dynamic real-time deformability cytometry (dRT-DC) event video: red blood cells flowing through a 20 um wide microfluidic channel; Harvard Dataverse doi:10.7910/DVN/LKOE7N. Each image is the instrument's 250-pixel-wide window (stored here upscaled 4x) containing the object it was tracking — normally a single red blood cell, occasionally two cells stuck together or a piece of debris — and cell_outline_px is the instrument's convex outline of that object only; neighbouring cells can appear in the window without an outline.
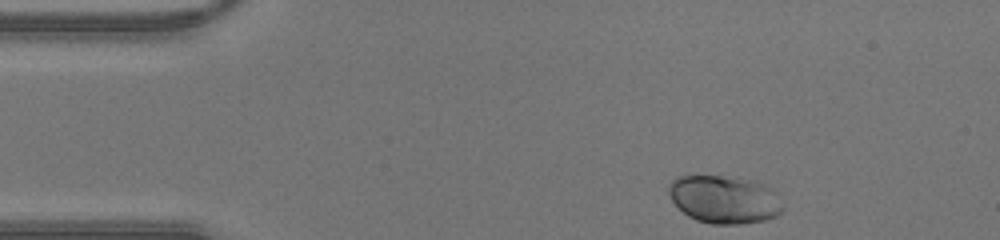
{"species": "human", "species_latin": "Homo sapiens", "temperature_condition": "warm", "stored_images_in_passage": 40, "camera_frame_rate_fps": 3000, "um_per_image_px": 0.085, "donor": {"sex": "male"}, "frame": {"image": 1, "passage_image": 1, "time_ms": 0.0, "image_size_px": [1000, 240], "cell_outline_px": [[780, 212], [776, 216], [764, 220], [740, 224], [712, 224], [696, 220], [688, 216], [672, 200], [668, 192], [668, 184], [676, 176], [736, 176], [756, 180], [772, 188], [780, 208]], "centroid_in_image_um": [61.52, 16.93], "position_along_channel_um": 23.5, "area_um2": 31.73}}
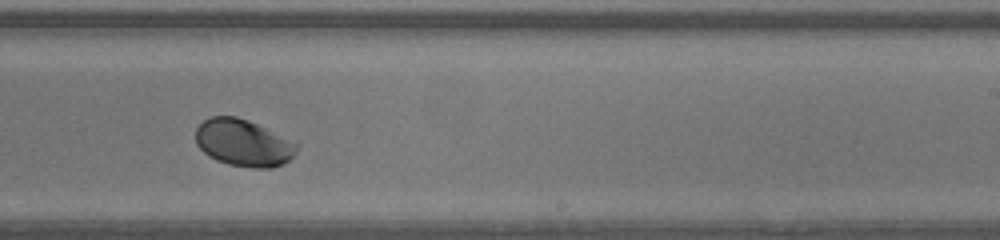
{"frame": {"image": 2, "passage_image": 22, "time_ms": 7.0, "image_size_px": [1000, 240], "cell_outline_px": [[296, 152], [284, 164], [272, 168], [252, 168], [228, 164], [216, 160], [208, 156], [196, 144], [196, 128], [204, 120], [212, 116], [236, 116], [248, 120], [296, 144]], "centroid_in_image_um": [20.63, 12.16], "position_along_channel_um": 268.4, "area_um2": 27.22}}
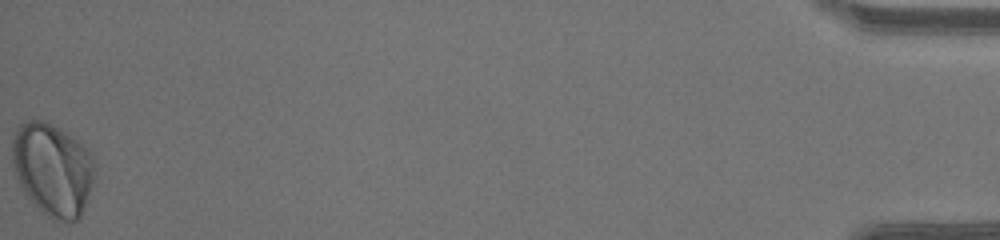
{"frame": {"image": 3, "passage_image": 40, "time_ms": 13.0, "image_size_px": [1000, 240], "cell_outline_px": [[96, 176], [80, 216], [72, 224], [52, 220], [24, 192], [20, 184], [12, 164], [12, 136], [20, 124], [28, 120], [44, 120], [52, 124], [88, 148], [96, 160]], "centroid_in_image_um": [4.51, 14.39], "position_along_channel_um": 430.7, "area_um2": 44.85}}